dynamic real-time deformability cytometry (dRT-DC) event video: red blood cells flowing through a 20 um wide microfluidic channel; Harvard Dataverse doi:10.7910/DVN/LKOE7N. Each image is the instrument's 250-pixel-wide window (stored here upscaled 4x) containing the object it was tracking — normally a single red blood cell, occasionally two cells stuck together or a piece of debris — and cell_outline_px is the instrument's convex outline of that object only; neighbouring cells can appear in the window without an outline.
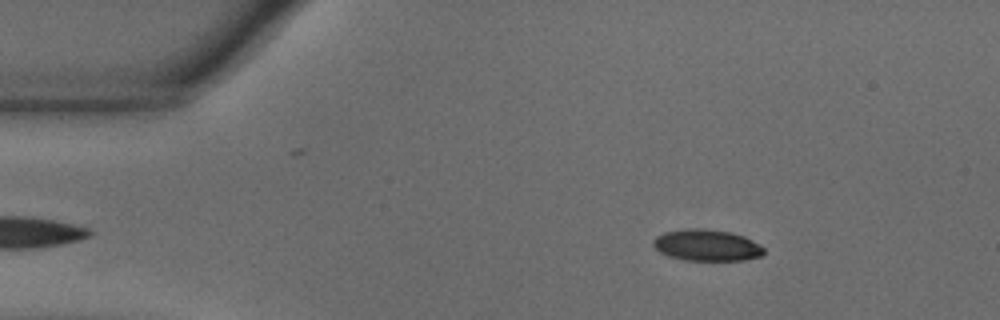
{"species": "common noctule bat (a hibernating species)", "species_latin": "Nyctalus noctula", "temperature_condition": "warm", "stored_images_in_passage": 49, "camera_frame_rate_fps": 3000, "um_per_image_px": 0.085, "animal": {"sex": "male", "body_mass_g": 18.8}, "frame": {"image": 1, "passage_image": 3, "time_ms": 0.667, "image_size_px": [1000, 320], "cell_outline_px": [[764, 252], [760, 256], [744, 260], [684, 260], [668, 256], [660, 252], [652, 244], [652, 240], [656, 236], [664, 232], [692, 228], [700, 228], [732, 232], [744, 236], [752, 240], [764, 248]], "centroid_in_image_um": [60.06, 20.84], "position_along_channel_um": 24.9, "area_um2": 20.23}}
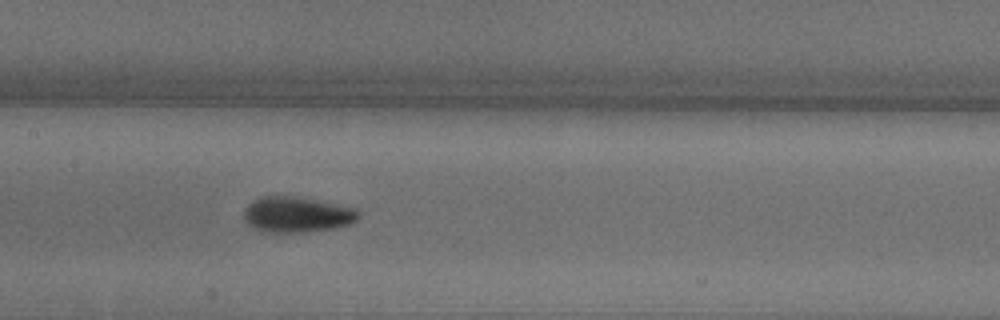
{"frame": {"image": 2, "passage_image": 21, "time_ms": 6.667, "image_size_px": [1000, 320], "cell_outline_px": [[360, 216], [356, 220], [348, 224], [332, 228], [300, 232], [260, 232], [252, 228], [244, 220], [244, 212], [248, 204], [260, 196], [292, 196], [316, 200], [356, 208], [360, 212]], "centroid_in_image_um": [25.2, 18.24], "position_along_channel_um": 182.2, "area_um2": 23.7}}
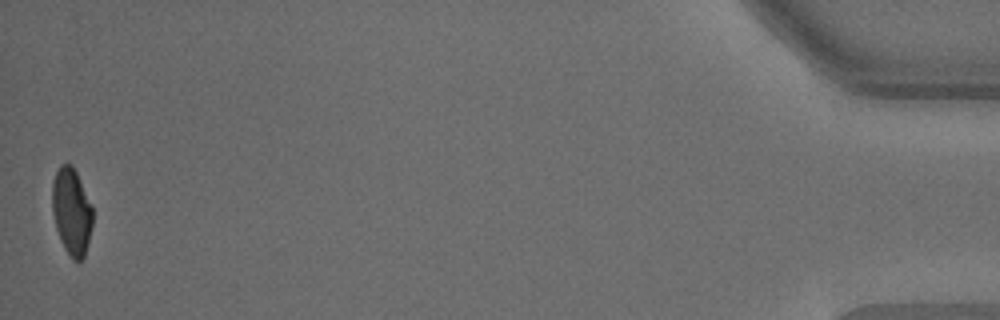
{"frame": {"image": 3, "passage_image": 49, "time_ms": 16.0, "image_size_px": [1000, 320], "cell_outline_px": [[92, 228], [84, 256], [80, 260], [72, 260], [64, 248], [60, 240], [56, 228], [52, 212], [52, 184], [56, 172], [60, 164], [72, 164], [76, 172], [92, 208]], "centroid_in_image_um": [6.07, 17.99], "position_along_channel_um": 429.1, "area_um2": 20.29}, "authors_computed_cell_mechanics": {"area_um2": 21.8484, "velocity_mm_per_s": 3.6657, "shape_relaxation_time_tau1_ms": 3.3192, "shape_relaxation_time_tau2_ms": 1.1446, "deformation_change_tau1": 0.1477, "deformation_change_tau2": 0.0573}}